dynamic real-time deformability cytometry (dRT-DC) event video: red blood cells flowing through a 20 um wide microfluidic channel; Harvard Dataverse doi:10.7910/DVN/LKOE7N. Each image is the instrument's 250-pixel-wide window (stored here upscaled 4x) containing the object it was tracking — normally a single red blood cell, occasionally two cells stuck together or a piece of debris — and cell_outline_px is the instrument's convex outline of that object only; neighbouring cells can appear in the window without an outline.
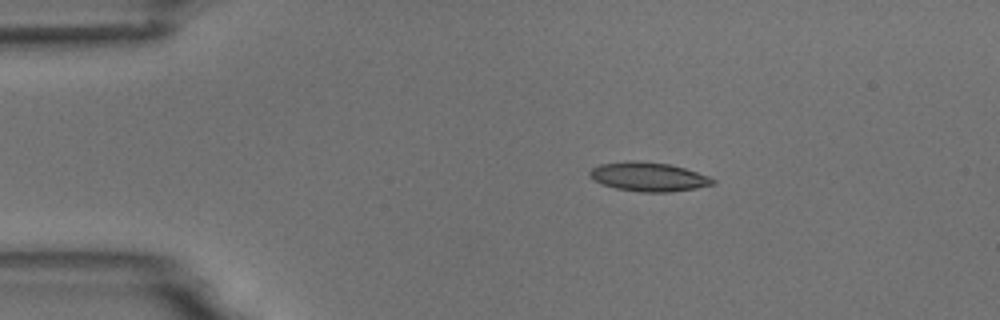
{"species": "common noctule bat (a hibernating species)", "species_latin": "Nyctalus noctula", "temperature_condition": "room temperature", "stored_images_in_passage": 8, "camera_frame_rate_fps": 3000, "um_per_image_px": 0.085, "animal": {"sex": "male", "body_mass_g": 18.8}, "frame": {"image": 1, "passage_image": 2, "time_ms": 1.333, "image_size_px": [1000, 320], "cell_outline_px": [[716, 184], [696, 188], [668, 192], [640, 192], [616, 188], [604, 184], [588, 176], [588, 172], [592, 168], [600, 164], [628, 160], [636, 160], [668, 164], [684, 168], [708, 176], [716, 180]], "centroid_in_image_um": [55.12, 15.02], "position_along_channel_um": 29.9, "area_um2": 20.75}}
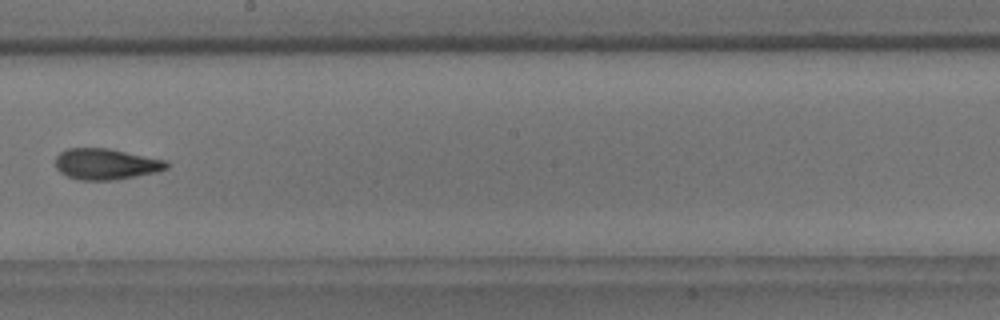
{"frame": {"image": 2, "passage_image": 8, "time_ms": 8.333, "image_size_px": [1000, 320], "cell_outline_px": [[168, 168], [156, 172], [116, 180], [80, 180], [68, 176], [60, 172], [56, 168], [56, 156], [60, 152], [68, 148], [108, 148], [168, 160]], "centroid_in_image_um": [9.02, 13.94], "position_along_channel_um": 239.2, "area_um2": 20.17}}